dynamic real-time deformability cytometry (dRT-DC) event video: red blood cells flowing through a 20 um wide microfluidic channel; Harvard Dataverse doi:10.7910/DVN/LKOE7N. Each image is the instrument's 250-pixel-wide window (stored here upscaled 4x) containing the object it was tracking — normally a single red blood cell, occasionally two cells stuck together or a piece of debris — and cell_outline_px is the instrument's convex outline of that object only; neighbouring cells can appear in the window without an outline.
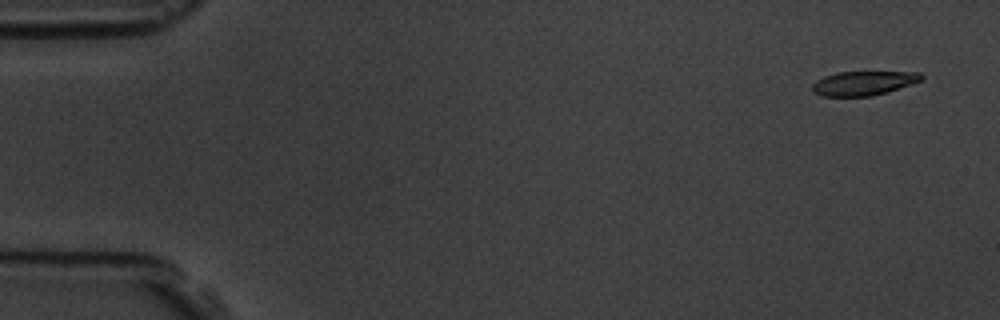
{"species": "common noctule bat (a hibernating species)", "species_latin": "Nyctalus noctula", "temperature_condition": "room temperature", "stored_images_in_passage": 4, "camera_frame_rate_fps": 3000, "um_per_image_px": 0.085, "animal": {"sex": "male", "body_mass_g": 19.5, "forearm_length_mm": 54.6}, "frame": {"image": 1, "passage_image": 1, "time_ms": 0.0, "image_size_px": [1000, 320], "cell_outline_px": [[924, 80], [888, 92], [872, 96], [824, 96], [812, 92], [812, 84], [816, 80], [824, 76], [836, 72], [920, 72], [924, 76]], "centroid_in_image_um": [73.42, 7.07], "position_along_channel_um": 11.6, "area_um2": 15.55}}
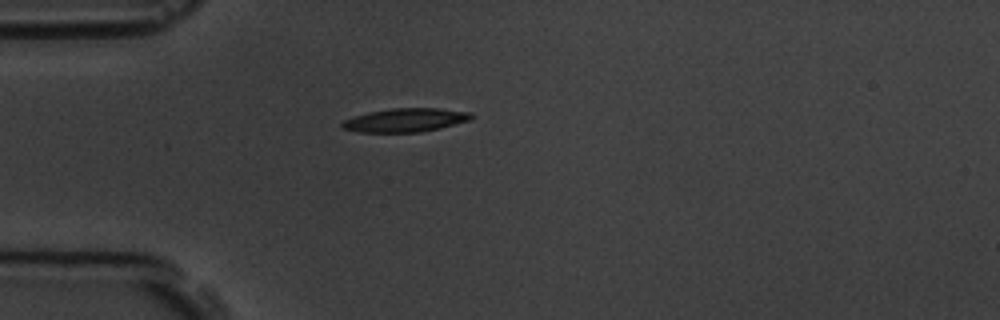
{"frame": {"image": 2, "passage_image": 4, "time_ms": 4.333, "image_size_px": [1000, 320], "cell_outline_px": [[472, 116], [468, 120], [440, 128], [420, 132], [360, 132], [344, 128], [340, 124], [344, 120], [368, 112], [392, 108], [436, 108], [472, 112]], "centroid_in_image_um": [34.46, 10.2], "position_along_channel_um": 50.5, "area_um2": 17.51}}